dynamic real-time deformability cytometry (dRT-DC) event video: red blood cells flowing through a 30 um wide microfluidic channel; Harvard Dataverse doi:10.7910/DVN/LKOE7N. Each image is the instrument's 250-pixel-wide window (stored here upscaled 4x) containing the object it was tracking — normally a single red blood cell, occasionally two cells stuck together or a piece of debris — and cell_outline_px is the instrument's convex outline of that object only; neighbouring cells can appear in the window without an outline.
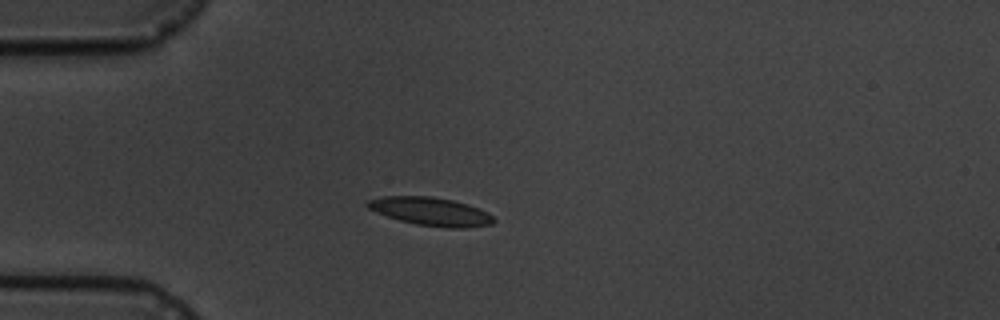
{"species": "common noctule bat (a hibernating species)", "species_latin": "Nyctalus noctula", "temperature_condition": "cold", "stored_images_in_passage": 9, "camera_frame_rate_fps": 3000, "um_per_image_px": 0.085, "animal": {"sex": "male", "body_mass_g": 19.5, "forearm_length_mm": 54.6}, "frame": {"image": 1, "passage_image": 4, "time_ms": 3.667, "image_size_px": [1000, 320], "cell_outline_px": [[496, 220], [492, 224], [464, 228], [448, 228], [416, 224], [400, 220], [376, 212], [368, 208], [364, 204], [368, 200], [384, 196], [432, 196], [452, 200], [468, 204], [488, 212]], "centroid_in_image_um": [36.62, 17.97], "position_along_channel_um": 48.4, "area_um2": 20.75}}
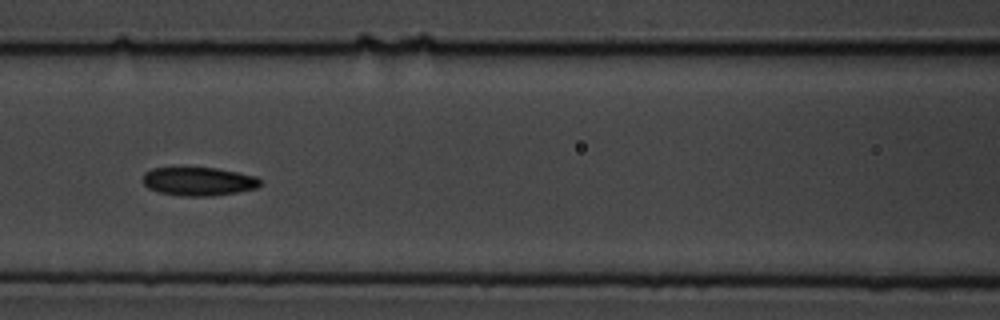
{"frame": {"image": 2, "passage_image": 7, "time_ms": 7.0, "image_size_px": [1000, 320], "cell_outline_px": [[260, 184], [256, 188], [236, 192], [212, 196], [180, 196], [160, 192], [148, 188], [144, 184], [144, 172], [152, 168], [216, 168], [256, 176], [260, 180]], "centroid_in_image_um": [16.86, 15.42], "position_along_channel_um": 149.7, "area_um2": 19.31}}
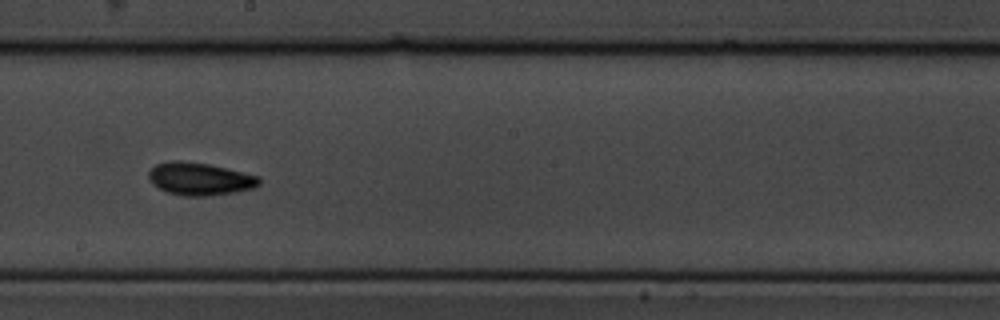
{"frame": {"image": 3, "passage_image": 9, "time_ms": 9.333, "image_size_px": [1000, 320], "cell_outline_px": [[260, 184], [252, 188], [236, 192], [204, 196], [184, 196], [168, 192], [152, 184], [148, 180], [148, 172], [156, 164], [168, 160], [180, 160], [208, 164], [228, 168], [260, 176]], "centroid_in_image_um": [16.97, 15.19], "position_along_channel_um": 231.2, "area_um2": 21.15}}